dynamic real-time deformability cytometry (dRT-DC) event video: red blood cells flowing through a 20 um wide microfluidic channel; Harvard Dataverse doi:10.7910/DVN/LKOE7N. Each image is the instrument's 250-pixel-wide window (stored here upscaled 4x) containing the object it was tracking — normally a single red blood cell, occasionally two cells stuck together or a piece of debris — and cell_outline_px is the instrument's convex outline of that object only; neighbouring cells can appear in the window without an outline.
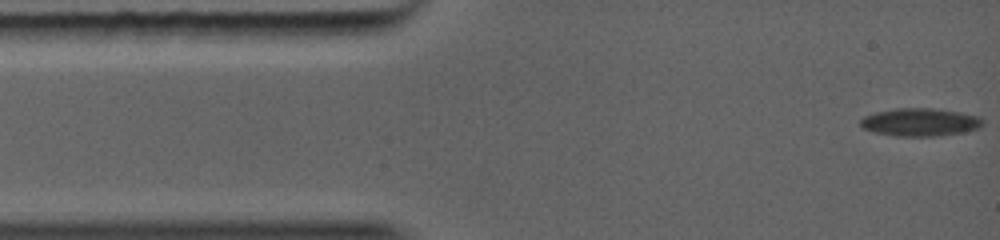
{"species": "common noctule bat (a hibernating species)", "species_latin": "Nyctalus noctula", "temperature_condition": "warm", "stored_images_in_passage": 36, "camera_frame_rate_fps": 5000, "um_per_image_px": 0.085, "animal": {"sex": "female", "body_mass_g": 19.0, "forearm_length_mm": 56.7}, "frame": {"image": 1, "passage_image": 1, "time_ms": 0.0, "image_size_px": [1000, 240], "cell_outline_px": [[976, 124], [972, 128], [952, 132], [880, 132], [868, 128], [860, 124], [864, 120], [872, 116], [888, 112], [940, 112], [972, 120]], "centroid_in_image_um": [77.97, 10.41], "position_along_channel_um": 7.0, "area_um2": 13.7}}
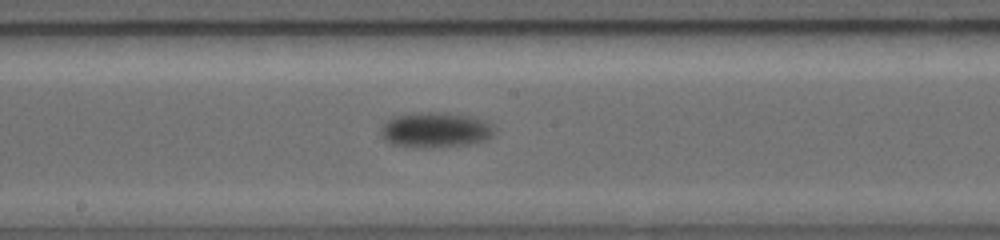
{"frame": {"image": 2, "passage_image": 15, "time_ms": 6.0, "image_size_px": [1000, 240], "cell_outline_px": [[480, 136], [472, 140], [448, 144], [428, 144], [400, 140], [392, 136], [388, 132], [388, 128], [396, 120], [428, 116], [432, 116], [464, 120], [476, 124], [480, 128]], "centroid_in_image_um": [36.9, 11.08], "position_along_channel_um": 211.3, "area_um2": 14.68}}
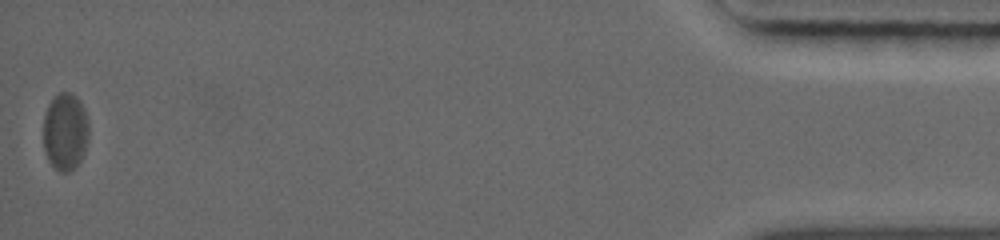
{"frame": {"image": 3, "passage_image": 36, "time_ms": 13.6, "image_size_px": [1000, 240], "cell_outline_px": [[84, 128], [80, 144], [72, 164], [68, 168], [56, 168], [52, 164], [48, 156], [44, 140], [44, 120], [48, 108], [52, 100], [56, 96], [72, 96], [76, 104]], "centroid_in_image_um": [5.33, 11.16], "position_along_channel_um": 429.9, "area_um2": 16.07}}